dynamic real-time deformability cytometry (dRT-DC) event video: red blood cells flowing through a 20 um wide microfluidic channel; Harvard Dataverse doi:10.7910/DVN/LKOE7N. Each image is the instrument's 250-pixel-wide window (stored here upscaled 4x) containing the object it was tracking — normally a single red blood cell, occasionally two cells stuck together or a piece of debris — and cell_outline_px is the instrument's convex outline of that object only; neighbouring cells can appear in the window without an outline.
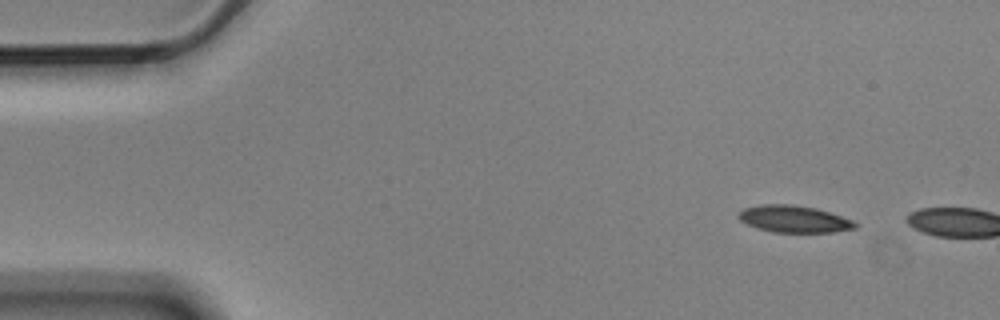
{"species": "Egyptian fruit bat (a non-hibernating species)", "species_latin": "Rousettus aegyptiacus", "temperature_condition": "cold", "stored_images_in_passage": 2, "camera_frame_rate_fps": 3000, "um_per_image_px": 0.085, "animal": {"sex": "male"}, "frame": {"image": 1, "passage_image": 1, "time_ms": 0.0, "image_size_px": [1000, 320], "cell_outline_px": [[860, 224], [856, 228], [832, 232], [772, 232], [756, 228], [740, 220], [736, 216], [744, 208], [760, 204], [792, 204], [816, 208], [852, 220]], "centroid_in_image_um": [67.48, 18.61], "position_along_channel_um": 17.5, "area_um2": 18.32}}